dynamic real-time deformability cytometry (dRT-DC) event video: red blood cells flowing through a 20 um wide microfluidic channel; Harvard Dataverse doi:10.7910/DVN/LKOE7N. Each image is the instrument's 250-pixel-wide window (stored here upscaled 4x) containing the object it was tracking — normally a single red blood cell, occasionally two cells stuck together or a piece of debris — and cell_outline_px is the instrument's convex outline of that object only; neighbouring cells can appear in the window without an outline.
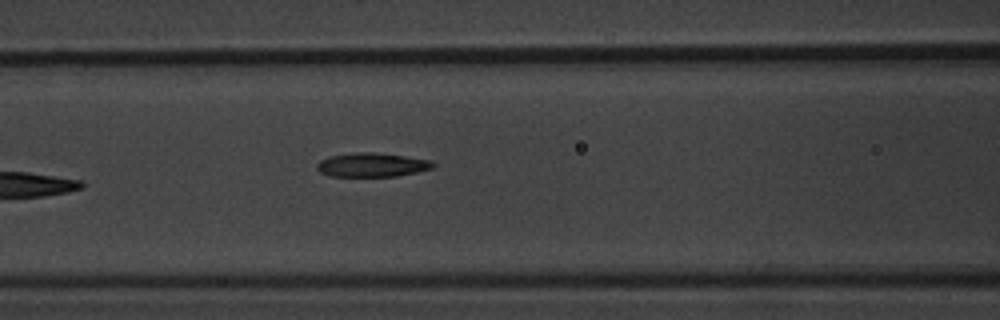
{"species": "common noctule bat (a hibernating species)", "species_latin": "Nyctalus noctula", "temperature_condition": "warm", "stored_images_in_passage": 7, "camera_frame_rate_fps": 3000, "um_per_image_px": 0.085, "animal": {"sex": "male", "body_mass_g": 20.1, "forearm_length_mm": 53.5}, "frame": {"image": 1, "passage_image": 7, "time_ms": 7.333, "image_size_px": [1000, 320], "cell_outline_px": [[436, 164], [432, 168], [416, 172], [396, 176], [328, 176], [320, 172], [316, 168], [316, 164], [320, 160], [332, 156], [356, 152], [376, 152], [432, 160]], "centroid_in_image_um": [31.62, 14.01], "position_along_channel_um": 135.0, "area_um2": 16.18}}